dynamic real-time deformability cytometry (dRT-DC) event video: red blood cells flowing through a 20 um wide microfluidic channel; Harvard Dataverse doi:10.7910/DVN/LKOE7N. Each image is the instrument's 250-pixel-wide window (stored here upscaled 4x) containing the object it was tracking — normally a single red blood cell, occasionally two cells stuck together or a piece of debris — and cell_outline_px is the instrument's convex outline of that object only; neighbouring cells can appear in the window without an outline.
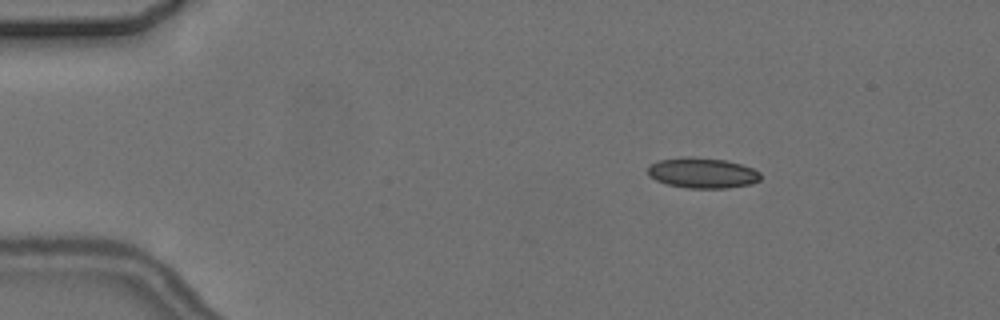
{"species": "common noctule bat (a hibernating species)", "species_latin": "Nyctalus noctula", "temperature_condition": "cold", "stored_images_in_passage": 3, "camera_frame_rate_fps": 3000, "um_per_image_px": 0.085, "animal": {"sex": "female", "body_mass_g": 24.6, "forearm_length_mm": 56.2}, "frame": {"image": 1, "passage_image": 1, "time_ms": 0.0, "image_size_px": [1000, 320], "cell_outline_px": [[760, 180], [752, 184], [728, 188], [688, 188], [668, 184], [656, 180], [648, 176], [648, 164], [656, 160], [688, 156], [692, 156], [724, 160], [740, 164], [752, 168], [760, 172]], "centroid_in_image_um": [59.68, 14.69], "position_along_channel_um": 25.3, "area_um2": 20.17}}